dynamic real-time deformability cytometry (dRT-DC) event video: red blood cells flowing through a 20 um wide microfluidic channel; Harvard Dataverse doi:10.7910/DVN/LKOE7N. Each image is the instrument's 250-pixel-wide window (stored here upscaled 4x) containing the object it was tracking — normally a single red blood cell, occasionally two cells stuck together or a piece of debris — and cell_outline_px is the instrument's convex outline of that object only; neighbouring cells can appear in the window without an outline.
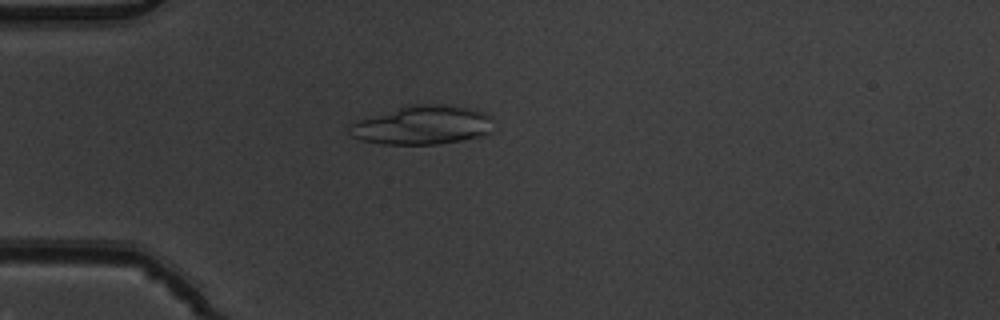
{"species": "common noctule bat (a hibernating species)", "species_latin": "Nyctalus noctula", "temperature_condition": "warm", "stored_images_in_passage": 7, "camera_frame_rate_fps": 3000, "um_per_image_px": 0.085, "animal": {"sex": "male", "body_mass_g": 19.5, "forearm_length_mm": 54.6}, "frame": {"image": 1, "passage_image": 5, "time_ms": 1.333, "image_size_px": [1000, 320], "cell_outline_px": [[492, 132], [484, 136], [440, 144], [384, 144], [364, 140], [352, 136], [348, 132], [348, 128], [352, 124], [360, 120], [404, 104], [444, 104], [468, 108], [484, 112], [492, 116]], "centroid_in_image_um": [35.96, 10.62], "position_along_channel_um": 49.0, "area_um2": 32.83}}
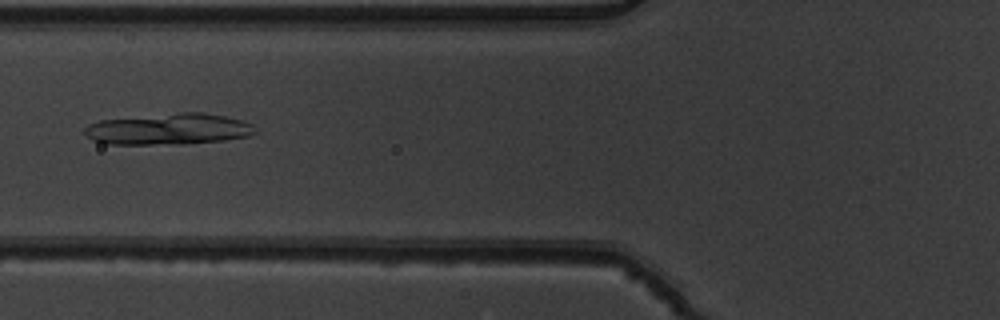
{"frame": {"image": 2, "passage_image": 7, "time_ms": 2.0, "image_size_px": [1000, 320], "cell_outline_px": [[256, 132], [248, 136], [224, 140], [180, 144], [104, 144], [92, 140], [84, 136], [84, 128], [88, 124], [100, 120], [184, 112], [204, 112], [224, 116], [240, 120], [252, 124]], "centroid_in_image_um": [14.28, 10.98], "position_along_channel_um": 111.5, "area_um2": 30.98}}